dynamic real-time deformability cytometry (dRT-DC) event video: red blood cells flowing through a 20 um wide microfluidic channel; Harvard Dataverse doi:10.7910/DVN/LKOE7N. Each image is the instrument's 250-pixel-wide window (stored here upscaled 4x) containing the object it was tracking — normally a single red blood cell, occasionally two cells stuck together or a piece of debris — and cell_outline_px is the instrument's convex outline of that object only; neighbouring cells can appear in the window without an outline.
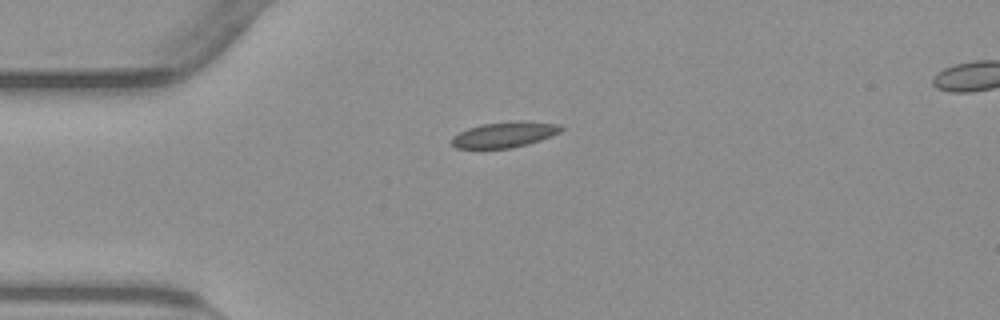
{"species": "common noctule bat (a hibernating species)", "species_latin": "Nyctalus noctula", "temperature_condition": "warm", "stored_images_in_passage": 42, "camera_frame_rate_fps": 3000, "um_per_image_px": 0.085, "animal": {"sex": "male", "body_mass_g": 23.1, "forearm_length_mm": 52.7}, "frame": {"image": 1, "passage_image": 1, "time_ms": 0.0, "image_size_px": [1000, 320], "cell_outline_px": [[564, 128], [560, 132], [552, 136], [528, 144], [512, 148], [456, 148], [452, 144], [452, 136], [468, 128], [480, 124], [516, 120], [528, 120], [560, 124]], "centroid_in_image_um": [42.93, 11.42], "position_along_channel_um": 42.1, "area_um2": 16.59}}
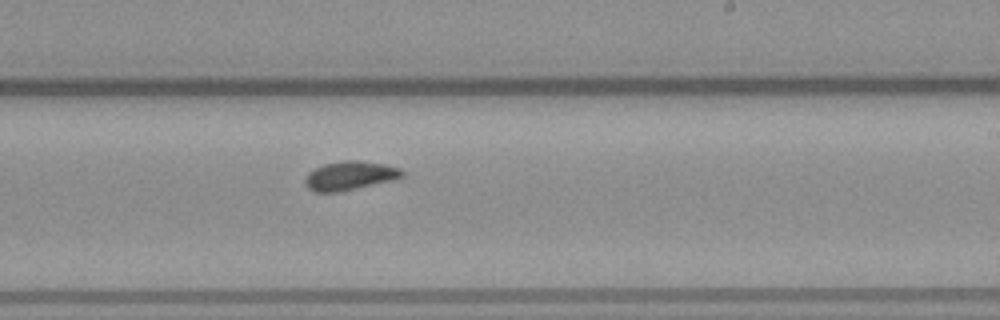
{"frame": {"image": 2, "passage_image": 20, "time_ms": 6.333, "image_size_px": [1000, 320], "cell_outline_px": [[404, 176], [392, 180], [340, 192], [316, 192], [308, 188], [304, 184], [304, 180], [308, 172], [324, 164], [344, 160], [356, 160], [384, 164], [400, 168], [404, 172]], "centroid_in_image_um": [29.72, 14.93], "position_along_channel_um": 259.3, "area_um2": 16.3}}
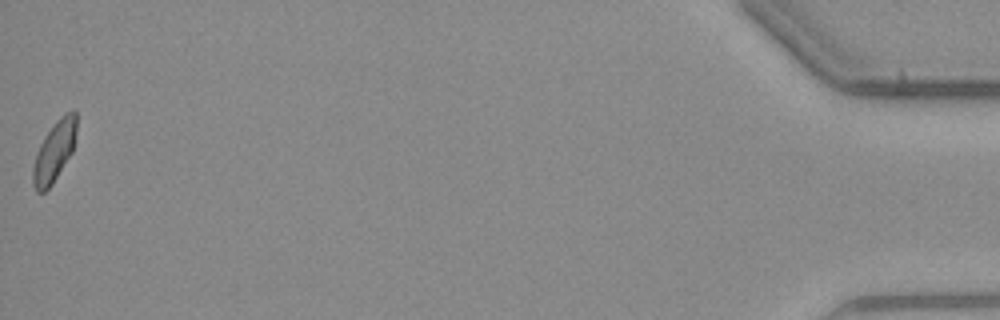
{"frame": {"image": 3, "passage_image": 42, "time_ms": 13.667, "image_size_px": [1000, 320], "cell_outline_px": [[76, 132], [72, 152], [52, 184], [44, 192], [36, 192], [32, 184], [32, 168], [36, 152], [44, 136], [56, 120], [64, 112], [76, 112]], "centroid_in_image_um": [4.59, 12.88], "position_along_channel_um": 430.6, "area_um2": 15.32}, "authors_computed_cell_mechanics": {"area_um2": 15.6927, "velocity_mm_per_s": 3.783, "shape_relaxation_time_tau1_ms": 4.0824, "shape_relaxation_time_tau2_ms": 1.0706, "deformation_change_tau1": 0.1002, "deformation_change_tau2": 0.0325}}